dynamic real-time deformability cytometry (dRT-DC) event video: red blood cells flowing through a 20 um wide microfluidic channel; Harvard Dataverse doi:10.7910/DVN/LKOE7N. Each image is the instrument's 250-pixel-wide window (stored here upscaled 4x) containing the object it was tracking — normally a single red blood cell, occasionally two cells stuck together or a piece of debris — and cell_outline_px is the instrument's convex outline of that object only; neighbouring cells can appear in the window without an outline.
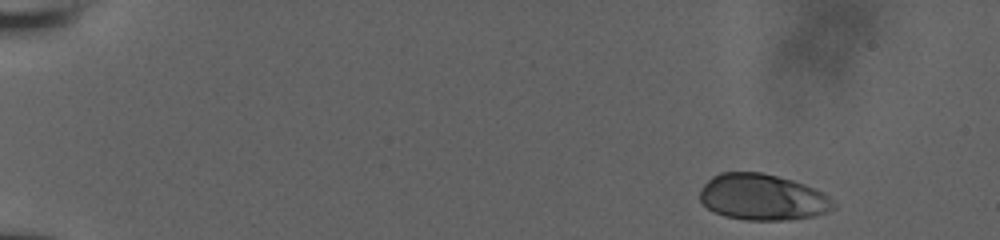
{"species": "human", "species_latin": "Homo sapiens", "temperature_condition": "room temperature", "stored_images_in_passage": 21, "camera_frame_rate_fps": 3000, "um_per_image_px": 0.085, "donor": {"sex": "male"}, "frame": {"image": 1, "passage_image": 1, "time_ms": 0.0, "image_size_px": [1000, 240], "cell_outline_px": [[836, 208], [828, 212], [816, 216], [788, 220], [748, 220], [724, 216], [712, 212], [700, 200], [700, 188], [712, 176], [720, 172], [760, 172], [792, 180], [804, 184], [824, 192], [836, 204]], "centroid_in_image_um": [64.83, 16.77], "position_along_channel_um": 20.2, "area_um2": 36.24}}
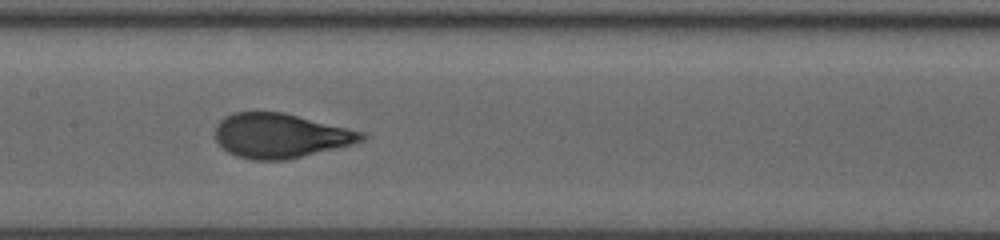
{"frame": {"image": 2, "passage_image": 12, "time_ms": 8.0, "image_size_px": [1000, 240], "cell_outline_px": [[368, 136], [364, 140], [352, 144], [288, 160], [252, 160], [236, 156], [228, 152], [216, 140], [216, 124], [224, 116], [232, 112], [284, 112], [364, 132]], "centroid_in_image_um": [23.83, 11.53], "position_along_channel_um": 183.6, "area_um2": 38.03}}
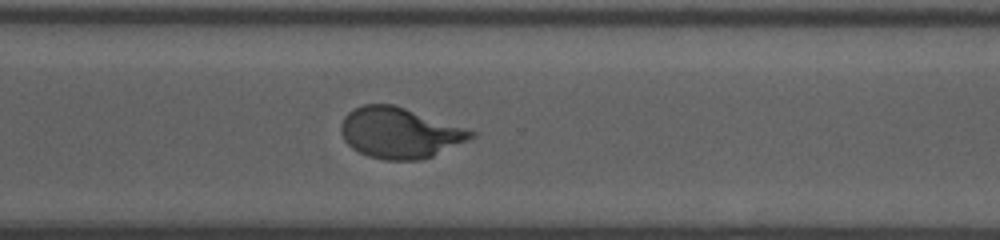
{"frame": {"image": 3, "passage_image": 21, "time_ms": 12.0, "image_size_px": [1000, 240], "cell_outline_px": [[476, 136], [468, 140], [432, 156], [420, 160], [384, 160], [368, 156], [352, 148], [344, 140], [340, 132], [340, 124], [344, 116], [348, 112], [364, 104], [392, 104], [476, 132]], "centroid_in_image_um": [33.92, 11.3], "position_along_channel_um": 336.7, "area_um2": 37.97}}